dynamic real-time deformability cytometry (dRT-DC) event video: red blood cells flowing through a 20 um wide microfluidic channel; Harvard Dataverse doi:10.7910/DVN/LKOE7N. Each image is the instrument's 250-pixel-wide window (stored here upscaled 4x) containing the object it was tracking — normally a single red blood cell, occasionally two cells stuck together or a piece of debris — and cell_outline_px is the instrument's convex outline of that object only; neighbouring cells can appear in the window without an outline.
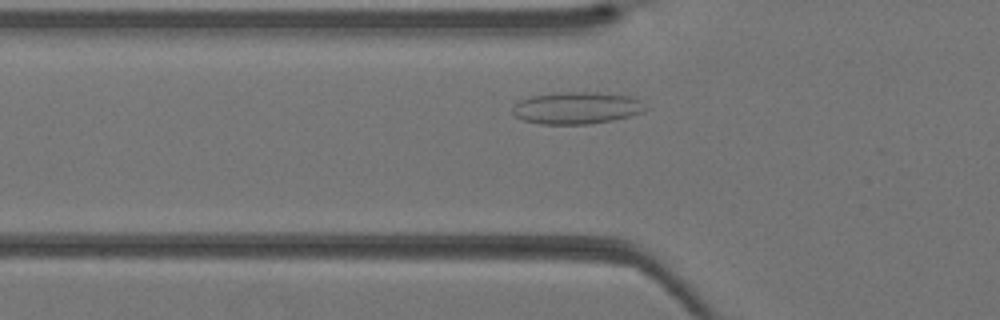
{"species": "Egyptian fruit bat (a non-hibernating species)", "species_latin": "Rousettus aegyptiacus", "temperature_condition": "warm", "stored_images_in_passage": 35, "segment_of_instrument_passage": [1, 2], "camera_frame_rate_fps": 3000, "um_per_image_px": 0.085, "animal": {"sex": "female"}, "frame": {"image": 1, "passage_image": 7, "time_ms": 2.0, "image_size_px": [1000, 320], "cell_outline_px": [[648, 108], [640, 112], [628, 116], [612, 120], [588, 124], [540, 124], [524, 120], [516, 116], [512, 112], [512, 108], [520, 100], [532, 96], [564, 92], [596, 92], [632, 96], [640, 100]], "centroid_in_image_um": [49.03, 9.17], "position_along_channel_um": 76.8, "area_um2": 24.62}}
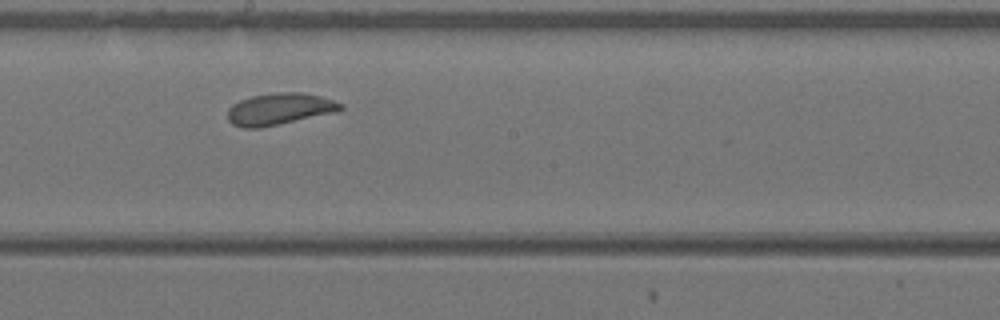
{"frame": {"image": 2, "passage_image": 16, "time_ms": 5.0, "image_size_px": [1000, 320], "cell_outline_px": [[344, 108], [332, 112], [280, 124], [256, 128], [244, 128], [232, 124], [228, 120], [228, 108], [232, 104], [240, 100], [252, 96], [276, 92], [300, 92], [320, 96], [344, 104]], "centroid_in_image_um": [23.71, 9.26], "position_along_channel_um": 224.5, "area_um2": 20.63}}
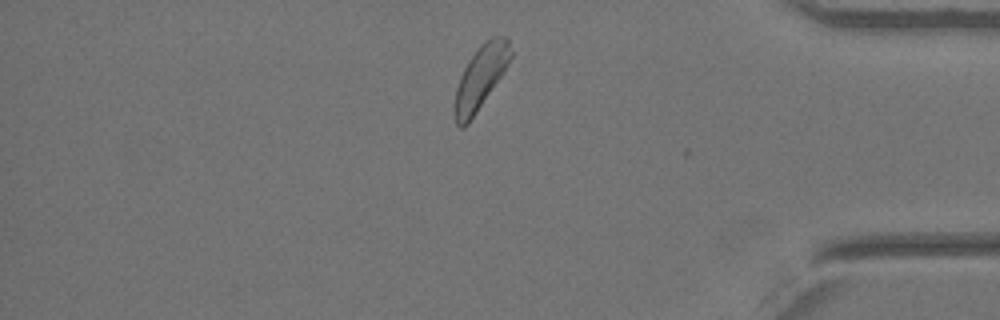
{"frame": {"image": 3, "passage_image": 28, "time_ms": 9.0, "image_size_px": [1000, 320], "cell_outline_px": [[512, 56], [508, 64], [468, 124], [464, 128], [460, 128], [456, 124], [452, 112], [456, 88], [460, 76], [468, 60], [480, 44], [484, 40], [492, 36], [508, 36], [512, 52]], "centroid_in_image_um": [40.81, 6.57], "position_along_channel_um": 394.4, "area_um2": 20.75}}